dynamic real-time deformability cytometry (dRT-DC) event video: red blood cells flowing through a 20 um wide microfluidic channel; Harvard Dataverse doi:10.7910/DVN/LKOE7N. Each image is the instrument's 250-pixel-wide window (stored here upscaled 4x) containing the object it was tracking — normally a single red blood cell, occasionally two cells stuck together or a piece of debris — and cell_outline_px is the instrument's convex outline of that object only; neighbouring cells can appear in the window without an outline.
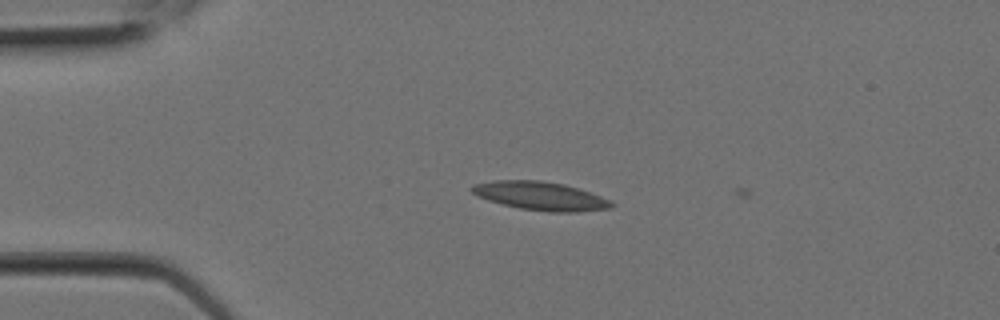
{"species": "Egyptian fruit bat (a non-hibernating species)", "species_latin": "Rousettus aegyptiacus", "temperature_condition": "room temperature", "stored_images_in_passage": 3, "camera_frame_rate_fps": 3000, "um_per_image_px": 0.085, "animal": {"sex": "female"}, "frame": {"image": 1, "passage_image": 1, "time_ms": 0.0, "image_size_px": [1000, 320], "cell_outline_px": [[616, 204], [612, 208], [576, 212], [548, 212], [520, 208], [488, 200], [476, 196], [468, 188], [472, 184], [492, 180], [540, 180], [564, 184], [612, 200]], "centroid_in_image_um": [45.92, 16.65], "position_along_channel_um": 39.1, "area_um2": 23.29}}